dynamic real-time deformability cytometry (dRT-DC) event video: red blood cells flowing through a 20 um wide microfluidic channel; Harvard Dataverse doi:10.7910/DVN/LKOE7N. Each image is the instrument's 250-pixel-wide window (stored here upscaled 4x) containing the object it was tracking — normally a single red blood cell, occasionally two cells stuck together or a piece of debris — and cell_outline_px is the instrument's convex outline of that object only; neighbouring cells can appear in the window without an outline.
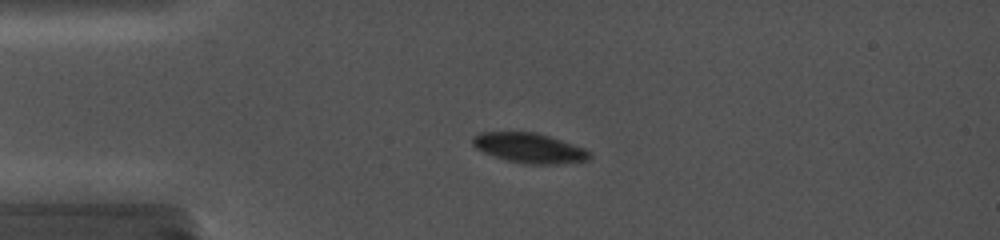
{"species": "common noctule bat (a hibernating species)", "species_latin": "Nyctalus noctula", "temperature_condition": "cold", "stored_images_in_passage": 32, "camera_frame_rate_fps": 5000, "um_per_image_px": 0.085, "animal": {"sex": "female", "body_mass_g": 19.0, "forearm_length_mm": 56.7}, "frame": {"image": 1, "passage_image": 9, "time_ms": 4.2, "image_size_px": [1000, 240], "cell_outline_px": [[592, 156], [588, 160], [564, 164], [524, 164], [504, 160], [484, 152], [476, 148], [472, 144], [472, 136], [480, 132], [536, 132], [584, 148], [592, 152]], "centroid_in_image_um": [45.0, 12.59], "position_along_channel_um": 40.0, "area_um2": 20.52}}
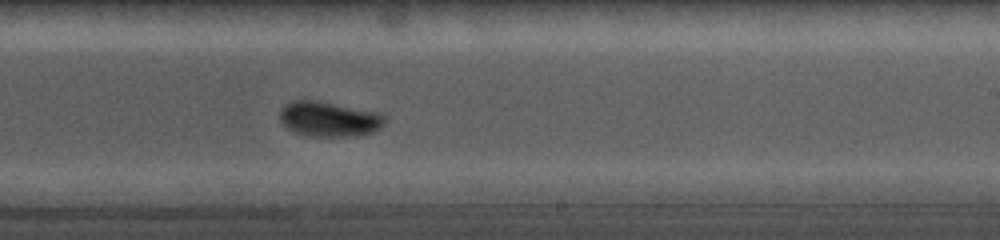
{"frame": {"image": 2, "passage_image": 21, "time_ms": 10.8, "image_size_px": [1000, 240], "cell_outline_px": [[384, 124], [380, 128], [372, 132], [344, 136], [312, 136], [296, 132], [288, 128], [280, 120], [280, 112], [284, 104], [296, 100], [320, 100], [372, 112], [384, 116]], "centroid_in_image_um": [27.91, 10.1], "position_along_channel_um": 261.1, "area_um2": 20.87}}
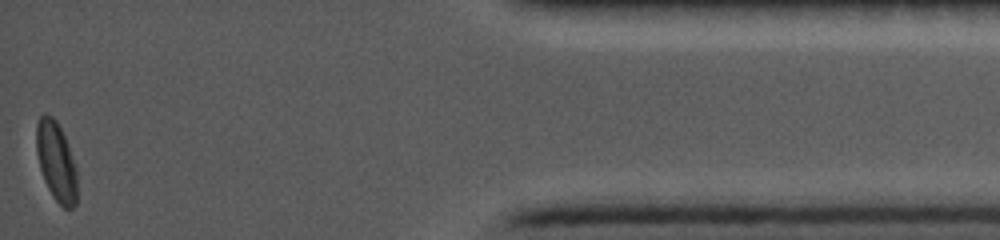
{"frame": {"image": 3, "passage_image": 32, "time_ms": 16.6, "image_size_px": [1000, 240], "cell_outline_px": [[76, 204], [72, 208], [64, 208], [56, 200], [48, 188], [44, 180], [40, 168], [36, 152], [36, 124], [40, 116], [44, 112], [52, 116], [56, 120], [68, 144], [76, 168]], "centroid_in_image_um": [4.76, 13.69], "position_along_channel_um": 430.4, "area_um2": 18.73}}